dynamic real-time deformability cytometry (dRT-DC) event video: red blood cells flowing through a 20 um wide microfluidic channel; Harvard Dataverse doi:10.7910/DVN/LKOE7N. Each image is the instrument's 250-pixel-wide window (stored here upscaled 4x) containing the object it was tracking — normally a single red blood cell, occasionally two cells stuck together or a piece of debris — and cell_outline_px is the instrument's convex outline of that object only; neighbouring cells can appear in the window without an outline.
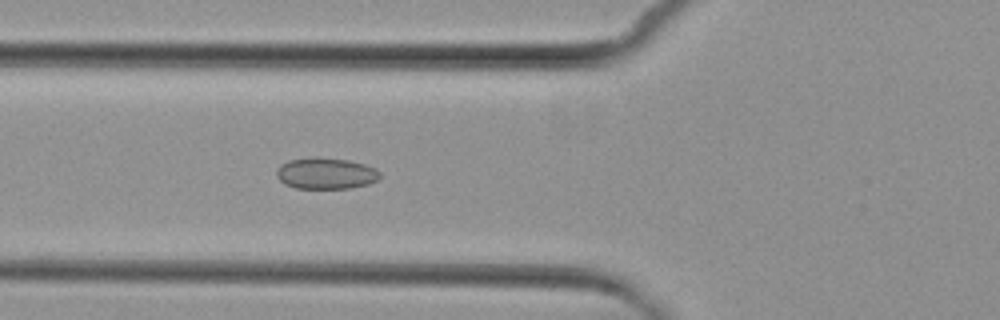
{"species": "common noctule bat (a hibernating species)", "species_latin": "Nyctalus noctula", "temperature_condition": "cold", "stored_images_in_passage": 4, "camera_frame_rate_fps": 3000, "um_per_image_px": 0.085, "animal": {"sex": "female", "body_mass_g": 29.2, "forearm_length_mm": 56.3}, "frame": {"image": 1, "passage_image": 4, "time_ms": 6.667, "image_size_px": [1000, 320], "cell_outline_px": [[380, 176], [376, 180], [368, 184], [352, 188], [296, 188], [284, 184], [276, 176], [276, 168], [280, 164], [288, 160], [316, 156], [320, 156], [348, 160], [364, 164], [376, 168], [380, 172]], "centroid_in_image_um": [27.67, 14.72], "position_along_channel_um": 98.1, "area_um2": 19.13}}